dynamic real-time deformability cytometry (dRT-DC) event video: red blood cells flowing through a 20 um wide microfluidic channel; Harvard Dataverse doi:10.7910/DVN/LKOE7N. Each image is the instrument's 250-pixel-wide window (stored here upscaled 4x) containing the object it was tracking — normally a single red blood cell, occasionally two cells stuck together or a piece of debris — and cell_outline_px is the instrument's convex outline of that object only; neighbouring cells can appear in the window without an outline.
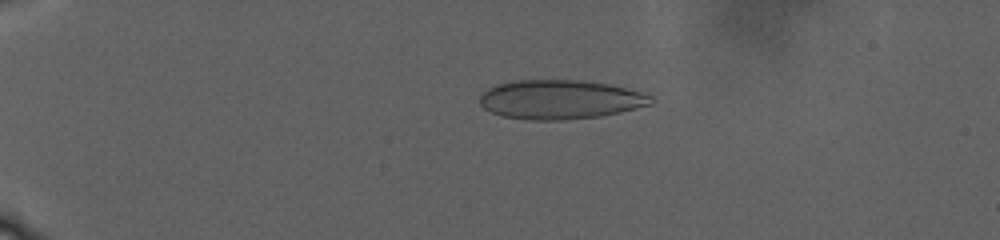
{"species": "human", "species_latin": "Homo sapiens", "temperature_condition": "warm", "stored_images_in_passage": 52, "camera_frame_rate_fps": 3000, "um_per_image_px": 0.085, "donor": {"sex": "male"}, "frame": {"image": 1, "passage_image": 14, "time_ms": 8.0, "image_size_px": [1000, 240], "cell_outline_px": [[656, 100], [652, 104], [620, 112], [600, 116], [560, 120], [532, 120], [504, 116], [492, 112], [484, 108], [480, 104], [480, 96], [488, 88], [496, 84], [512, 80], [584, 80], [608, 84], [640, 92], [652, 96]], "centroid_in_image_um": [47.61, 8.45], "position_along_channel_um": 37.4, "area_um2": 39.02}}
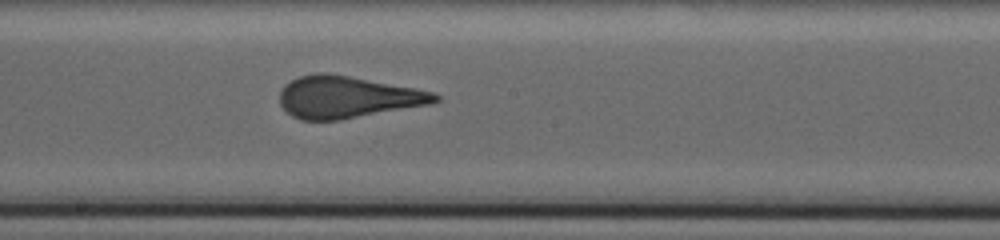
{"frame": {"image": 2, "passage_image": 34, "time_ms": 19.667, "image_size_px": [1000, 240], "cell_outline_px": [[440, 100], [432, 104], [340, 120], [300, 120], [292, 116], [280, 104], [280, 88], [284, 84], [300, 76], [316, 72], [324, 72], [348, 76], [416, 88], [432, 92], [440, 96]], "centroid_in_image_um": [29.52, 8.26], "position_along_channel_um": 218.7, "area_um2": 37.97}}
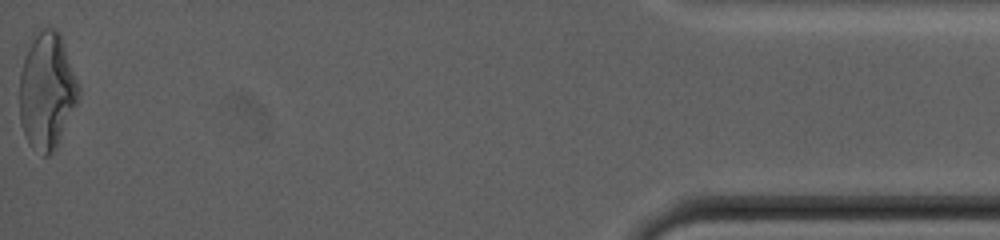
{"frame": {"image": 3, "passage_image": 52, "time_ms": 32.333, "image_size_px": [1000, 240], "cell_outline_px": [[80, 96], [56, 148], [48, 156], [44, 156], [32, 148], [28, 144], [20, 124], [20, 72], [28, 48], [36, 28], [56, 28], [60, 32], [80, 88]], "centroid_in_image_um": [3.98, 7.72], "position_along_channel_um": 431.2, "area_um2": 40.34}}